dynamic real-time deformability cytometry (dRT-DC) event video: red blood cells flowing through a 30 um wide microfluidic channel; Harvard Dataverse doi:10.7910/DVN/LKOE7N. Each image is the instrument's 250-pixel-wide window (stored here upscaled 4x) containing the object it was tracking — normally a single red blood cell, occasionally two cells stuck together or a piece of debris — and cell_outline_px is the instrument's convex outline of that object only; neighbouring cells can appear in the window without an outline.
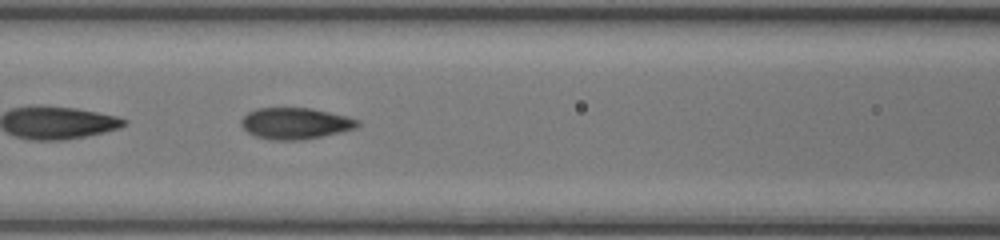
{"species": "common noctule bat (a hibernating species)", "species_latin": "Nyctalus noctula", "temperature_condition": "room temperature", "stored_images_in_passage": 45, "camera_frame_rate_fps": 3000, "um_per_image_px": 0.085, "animal": {"sex": "female", "body_mass_g": 17.0, "forearm_length_mm": 48.0}, "frame": {"image": 1, "passage_image": 21, "time_ms": 6.667, "image_size_px": [1000, 240], "cell_outline_px": [[360, 124], [356, 128], [340, 132], [304, 140], [272, 140], [256, 136], [248, 132], [240, 124], [240, 120], [248, 112], [256, 108], [312, 108], [360, 120]], "centroid_in_image_um": [25.09, 10.49], "position_along_channel_um": 141.5, "area_um2": 21.21}}
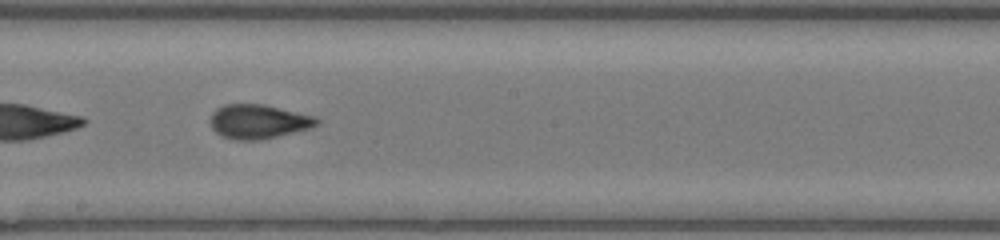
{"frame": {"image": 2, "passage_image": 27, "time_ms": 8.667, "image_size_px": [1000, 240], "cell_outline_px": [[320, 124], [312, 128], [260, 140], [236, 140], [220, 136], [212, 128], [208, 120], [212, 112], [216, 108], [224, 104], [264, 104], [320, 116]], "centroid_in_image_um": [22.0, 10.32], "position_along_channel_um": 226.2, "area_um2": 21.85}}
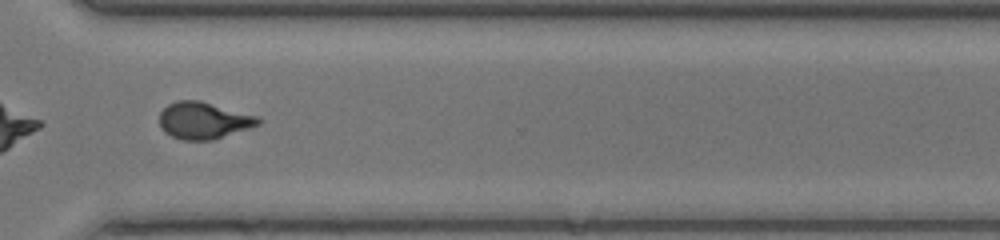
{"frame": {"image": 3, "passage_image": 36, "time_ms": 11.667, "image_size_px": [1000, 240], "cell_outline_px": [[260, 124], [212, 140], [180, 140], [164, 132], [160, 128], [160, 112], [168, 104], [176, 100], [200, 100], [260, 116]], "centroid_in_image_um": [17.29, 10.23], "position_along_channel_um": 353.3, "area_um2": 21.33}, "authors_computed_cell_mechanics": {"area_um2": 21.8484, "velocity_mm_per_s": 4.2443, "shape_relaxation_time_tau1_ms": 10.448, "shape_relaxation_time_tau2_ms": 0.9133, "deformation_change_tau1": 0.2482, "deformation_change_tau2": 0.0596}}